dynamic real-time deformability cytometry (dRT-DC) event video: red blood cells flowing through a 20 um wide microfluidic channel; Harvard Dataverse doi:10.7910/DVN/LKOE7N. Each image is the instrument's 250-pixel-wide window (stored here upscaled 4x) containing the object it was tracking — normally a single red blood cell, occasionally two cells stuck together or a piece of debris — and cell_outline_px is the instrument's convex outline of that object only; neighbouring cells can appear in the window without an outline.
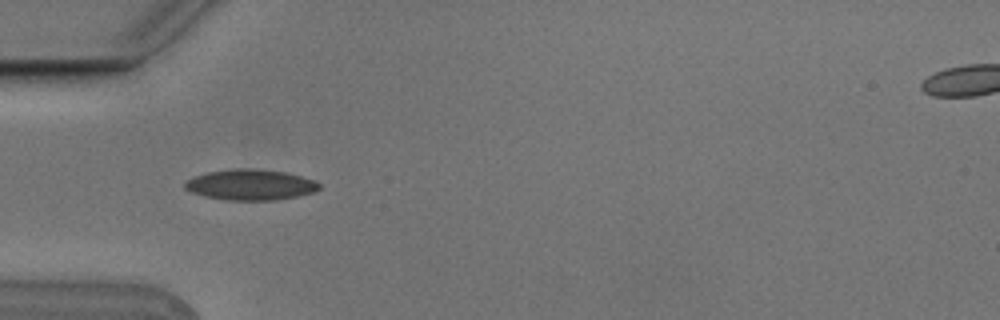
{"species": "Egyptian fruit bat (a non-hibernating species)", "species_latin": "Rousettus aegyptiacus", "temperature_condition": "cold", "stored_images_in_passage": 6, "camera_frame_rate_fps": 3000, "um_per_image_px": 0.085, "animal": {"sex": "male"}, "frame": {"image": 1, "passage_image": 5, "time_ms": 1.333, "image_size_px": [1000, 320], "cell_outline_px": [[320, 188], [312, 192], [296, 196], [276, 200], [228, 200], [204, 196], [192, 192], [184, 188], [184, 184], [188, 180], [196, 176], [208, 172], [232, 168], [252, 168], [284, 172], [316, 180], [320, 184]], "centroid_in_image_um": [21.3, 15.7], "position_along_channel_um": 63.7, "area_um2": 23.87}}